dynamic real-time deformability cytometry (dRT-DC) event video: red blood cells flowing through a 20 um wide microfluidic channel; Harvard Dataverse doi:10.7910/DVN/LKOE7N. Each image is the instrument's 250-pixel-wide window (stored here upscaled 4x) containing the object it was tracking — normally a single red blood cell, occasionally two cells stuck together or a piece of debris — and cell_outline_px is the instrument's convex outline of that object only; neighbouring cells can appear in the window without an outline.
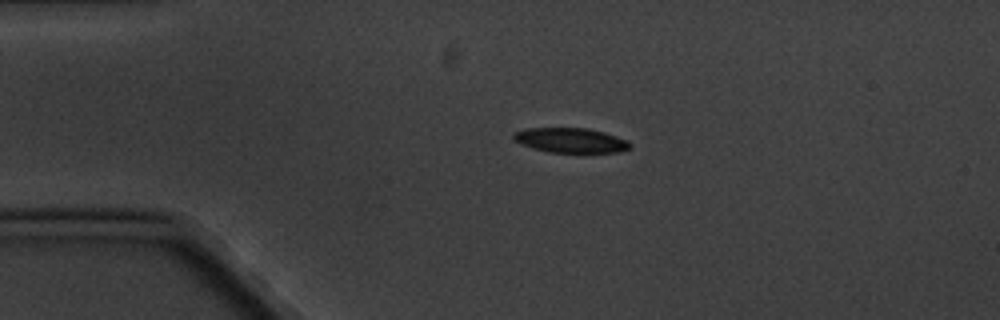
{"species": "common noctule bat (a hibernating species)", "species_latin": "Nyctalus noctula", "temperature_condition": "cold", "stored_images_in_passage": 3, "camera_frame_rate_fps": 3000, "um_per_image_px": 0.085, "animal": {"sex": "male", "body_mass_g": 20.1, "forearm_length_mm": 53.5}, "frame": {"image": 1, "passage_image": 2, "time_ms": 2.0, "image_size_px": [1000, 320], "cell_outline_px": [[632, 144], [628, 148], [620, 152], [548, 152], [532, 148], [520, 144], [512, 140], [512, 132], [528, 128], [588, 128], [604, 132], [628, 140]], "centroid_in_image_um": [48.46, 11.92], "position_along_channel_um": 36.5, "area_um2": 16.94}}